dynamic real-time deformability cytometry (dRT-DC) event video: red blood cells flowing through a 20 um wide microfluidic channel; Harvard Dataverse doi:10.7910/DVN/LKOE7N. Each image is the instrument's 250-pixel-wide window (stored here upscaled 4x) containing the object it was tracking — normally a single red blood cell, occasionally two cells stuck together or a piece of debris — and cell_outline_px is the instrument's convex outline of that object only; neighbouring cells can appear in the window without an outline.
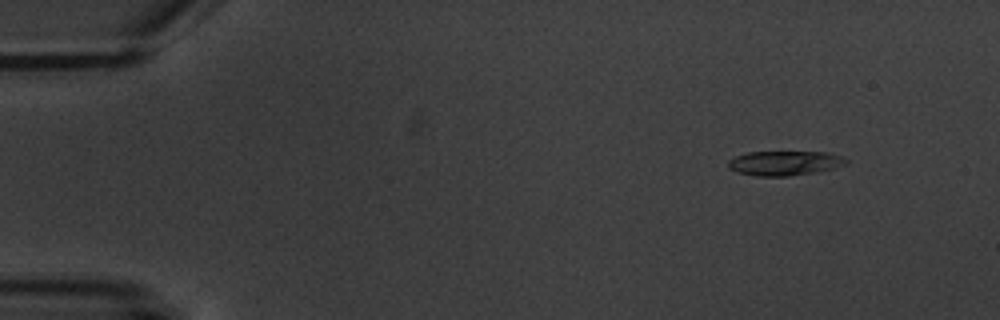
{"species": "common noctule bat (a hibernating species)", "species_latin": "Nyctalus noctula", "temperature_condition": "warm", "stored_images_in_passage": 6, "camera_frame_rate_fps": 3000, "um_per_image_px": 0.085, "animal": {"sex": "male", "body_mass_g": 20.1, "forearm_length_mm": 53.5}, "frame": {"image": 1, "passage_image": 2, "time_ms": 1.333, "image_size_px": [1000, 320], "cell_outline_px": [[848, 164], [816, 172], [788, 176], [756, 176], [736, 172], [728, 168], [728, 160], [736, 156], [748, 152], [828, 152], [840, 156], [848, 160]], "centroid_in_image_um": [66.67, 13.87], "position_along_channel_um": 18.3, "area_um2": 16.88}}
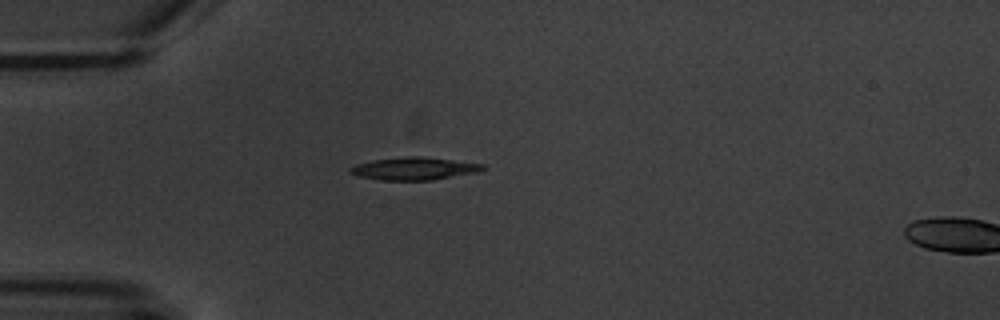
{"frame": {"image": 2, "passage_image": 5, "time_ms": 4.667, "image_size_px": [1000, 320], "cell_outline_px": [[488, 168], [480, 172], [432, 180], [380, 180], [356, 176], [348, 172], [348, 168], [356, 164], [372, 160], [404, 156], [424, 156], [484, 164]], "centroid_in_image_um": [35.21, 14.33], "position_along_channel_um": 49.8, "area_um2": 17.86}}